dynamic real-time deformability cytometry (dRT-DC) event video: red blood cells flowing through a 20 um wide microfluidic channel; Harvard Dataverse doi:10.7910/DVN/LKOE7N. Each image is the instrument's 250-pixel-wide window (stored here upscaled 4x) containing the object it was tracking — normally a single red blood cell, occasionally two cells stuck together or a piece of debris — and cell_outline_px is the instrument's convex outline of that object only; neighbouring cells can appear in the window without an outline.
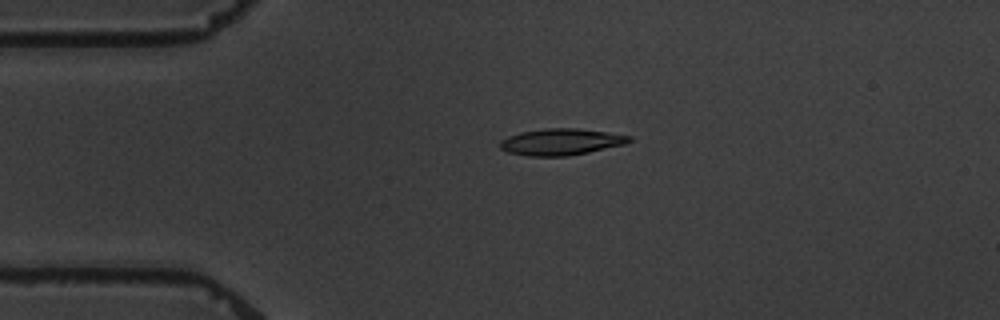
{"species": "common noctule bat (a hibernating species)", "species_latin": "Nyctalus noctula", "temperature_condition": "warm", "stored_images_in_passage": 6, "camera_frame_rate_fps": 3000, "um_per_image_px": 0.085, "animal": {"sex": "male", "body_mass_g": 19.5, "forearm_length_mm": 54.6}, "frame": {"image": 1, "passage_image": 6, "time_ms": 7.0, "image_size_px": [1000, 320], "cell_outline_px": [[632, 140], [624, 144], [588, 152], [568, 156], [528, 156], [508, 152], [500, 148], [500, 140], [508, 136], [520, 132], [544, 128], [576, 128], [632, 136]], "centroid_in_image_um": [47.65, 12.06], "position_along_channel_um": 37.4, "area_um2": 19.83}}